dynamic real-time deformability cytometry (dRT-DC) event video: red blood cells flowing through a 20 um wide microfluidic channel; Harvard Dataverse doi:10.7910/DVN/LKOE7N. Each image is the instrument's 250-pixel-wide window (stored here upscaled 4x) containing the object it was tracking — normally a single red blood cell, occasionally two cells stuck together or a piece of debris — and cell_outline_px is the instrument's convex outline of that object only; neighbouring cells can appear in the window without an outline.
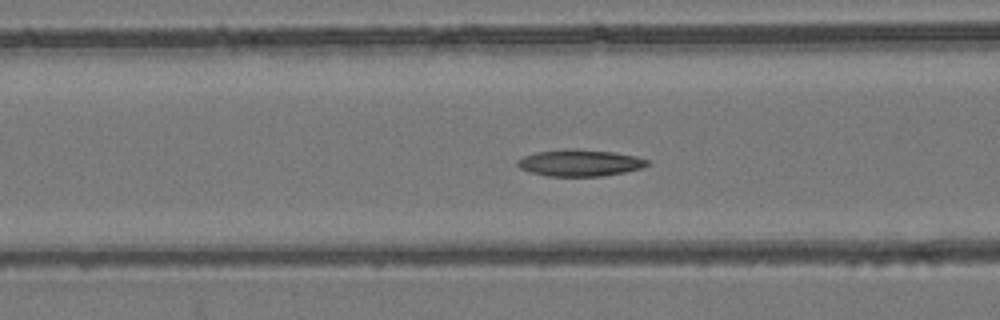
{"species": "common noctule bat (a hibernating species)", "species_latin": "Nyctalus noctula", "temperature_condition": "room temperature", "stored_images_in_passage": 54, "camera_frame_rate_fps": 3000, "um_per_image_px": 0.085, "animal": {"sex": "female", "body_mass_g": 24.6, "forearm_length_mm": 56.2}, "frame": {"image": 1, "passage_image": 22, "time_ms": 7.0, "image_size_px": [1000, 320], "cell_outline_px": [[648, 164], [640, 168], [624, 172], [604, 176], [548, 176], [528, 172], [520, 168], [516, 164], [516, 160], [524, 156], [536, 152], [568, 148], [572, 148], [612, 152], [636, 156], [648, 160]], "centroid_in_image_um": [49.23, 13.84], "position_along_channel_um": 117.4, "area_um2": 20.17}}
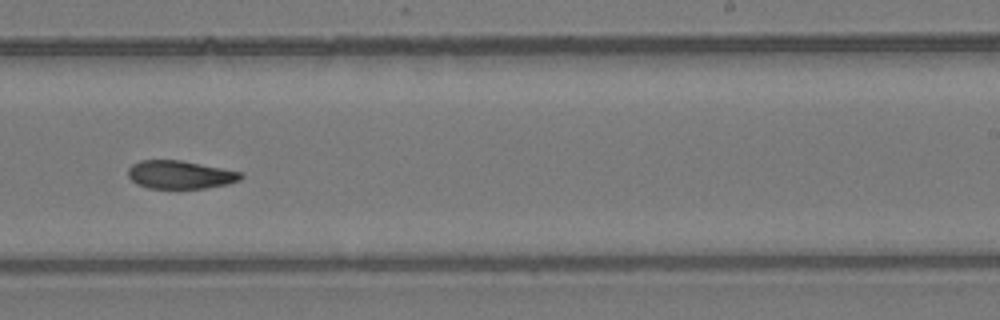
{"frame": {"image": 2, "passage_image": 34, "time_ms": 11.0, "image_size_px": [1000, 320], "cell_outline_px": [[244, 176], [240, 180], [228, 184], [204, 188], [148, 188], [136, 184], [128, 176], [128, 168], [132, 164], [140, 160], [180, 160], [244, 172]], "centroid_in_image_um": [15.33, 14.84], "position_along_channel_um": 273.7, "area_um2": 18.61}}
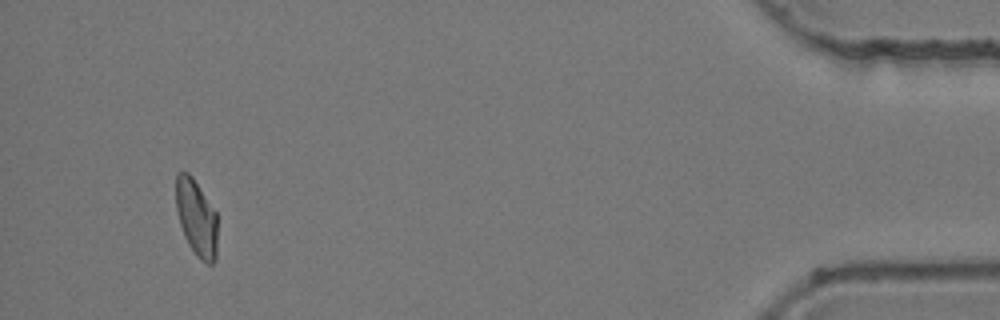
{"frame": {"image": 3, "passage_image": 51, "time_ms": 16.667, "image_size_px": [1000, 320], "cell_outline_px": [[216, 260], [212, 264], [208, 264], [200, 260], [196, 256], [188, 244], [184, 236], [180, 224], [176, 208], [176, 176], [180, 172], [188, 172], [192, 176], [216, 212]], "centroid_in_image_um": [16.69, 18.53], "position_along_channel_um": 418.5, "area_um2": 18.44}, "authors_computed_cell_mechanics": {"area_um2": 19.9121, "velocity_mm_per_s": 3.9169, "shape_relaxation_time_tau1_ms": null, "shape_relaxation_time_tau2_ms": 3.799, "deformation_change_tau1": null, "deformation_change_tau2": 0.0999}}